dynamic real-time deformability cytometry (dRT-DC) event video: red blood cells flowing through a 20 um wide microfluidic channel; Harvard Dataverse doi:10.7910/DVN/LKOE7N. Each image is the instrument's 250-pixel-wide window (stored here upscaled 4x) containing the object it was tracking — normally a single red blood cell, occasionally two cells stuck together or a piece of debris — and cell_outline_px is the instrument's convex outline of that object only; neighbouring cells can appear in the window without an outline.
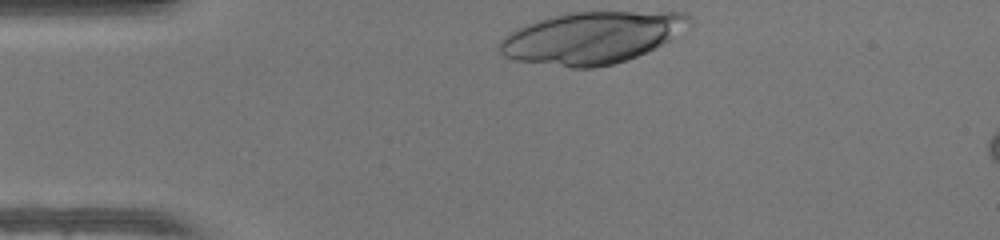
{"species": "human", "species_latin": "Homo sapiens", "temperature_condition": "warm", "stored_images_in_passage": 30, "camera_frame_rate_fps": 3000, "um_per_image_px": 0.085, "donor": {"sex": "female"}, "frame": {"image": 1, "passage_image": 1, "time_ms": 0.0, "image_size_px": [1000, 240], "cell_outline_px": [[692, 24], [668, 40], [628, 60], [612, 64], [592, 68], [572, 68], [516, 60], [504, 56], [500, 52], [500, 40], [504, 36], [516, 28], [536, 20], [548, 16], [568, 12], [684, 12], [692, 16]], "centroid_in_image_um": [50.28, 3.18], "position_along_channel_um": 34.7, "area_um2": 57.22}}
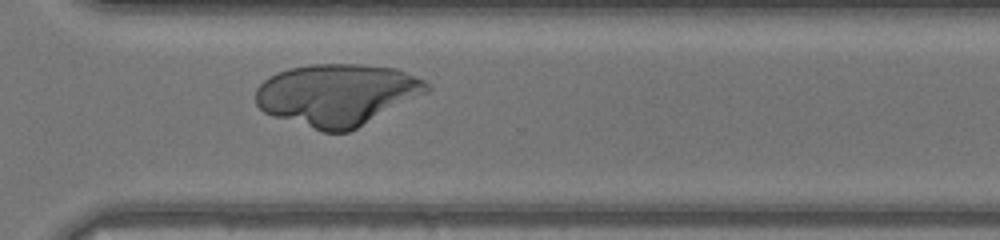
{"frame": {"image": 2, "passage_image": 26, "time_ms": 8.333, "image_size_px": [1000, 240], "cell_outline_px": [[432, 88], [428, 92], [348, 132], [324, 132], [272, 116], [264, 112], [256, 104], [256, 88], [268, 76], [276, 72], [288, 68], [312, 64], [360, 64], [396, 68], [416, 76], [424, 80]], "centroid_in_image_um": [28.63, 8.03], "position_along_channel_um": 342.0, "area_um2": 61.61}}
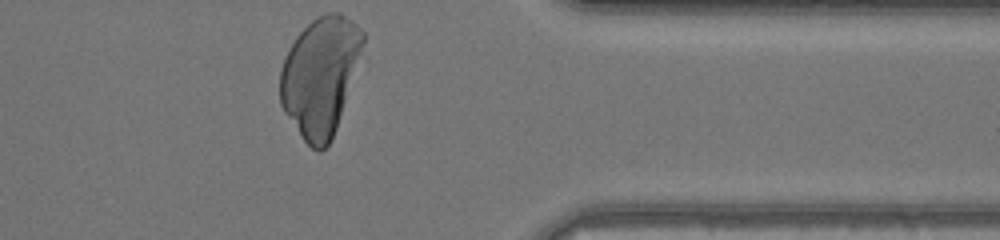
{"frame": {"image": 3, "passage_image": 30, "time_ms": 9.667, "image_size_px": [1000, 240], "cell_outline_px": [[364, 44], [336, 128], [328, 144], [320, 152], [316, 152], [304, 140], [284, 112], [280, 104], [280, 68], [296, 36], [312, 20], [324, 12], [340, 12], [352, 20], [364, 32]], "centroid_in_image_um": [27.21, 6.44], "position_along_channel_um": 384.2, "area_um2": 56.53}}